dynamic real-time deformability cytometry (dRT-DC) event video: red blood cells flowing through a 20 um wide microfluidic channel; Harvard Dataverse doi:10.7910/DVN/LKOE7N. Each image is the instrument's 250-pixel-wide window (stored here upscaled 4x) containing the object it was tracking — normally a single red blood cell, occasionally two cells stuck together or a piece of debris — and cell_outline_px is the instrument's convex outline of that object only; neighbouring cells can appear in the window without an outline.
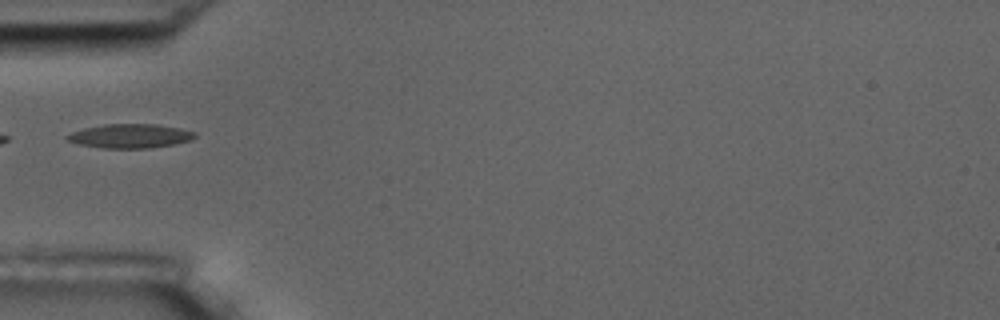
{"species": "common noctule bat (a hibernating species)", "species_latin": "Nyctalus noctula", "temperature_condition": "room temperature", "stored_images_in_passage": 11, "segment_of_instrument_passage": [2, 2], "camera_frame_rate_fps": 3000, "um_per_image_px": 0.085, "animal": {"sex": "male", "body_mass_g": 17.5, "forearm_length_mm": 52.3}, "frame": {"image": 1, "passage_image": 5, "time_ms": 5.667, "image_size_px": [1000, 320], "cell_outline_px": [[196, 136], [192, 140], [152, 148], [104, 148], [80, 144], [64, 140], [64, 136], [72, 132], [84, 128], [104, 124], [156, 124], [180, 128], [196, 132]], "centroid_in_image_um": [11.05, 11.55], "position_along_channel_um": 74.0, "area_um2": 17.98}}
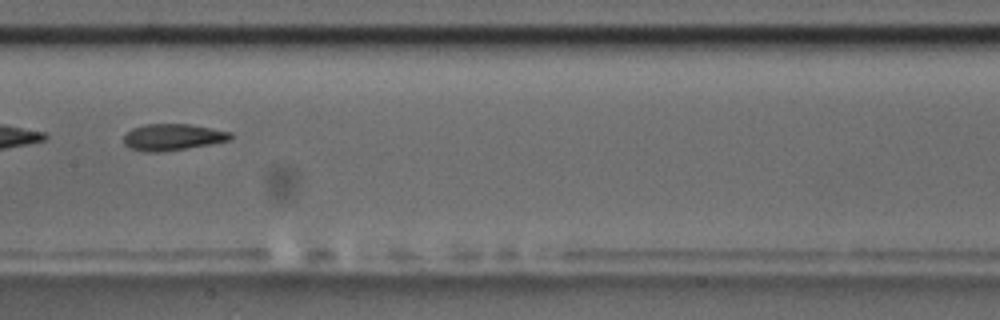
{"frame": {"image": 2, "passage_image": 8, "time_ms": 9.0, "image_size_px": [1000, 320], "cell_outline_px": [[232, 136], [228, 140], [208, 144], [184, 148], [156, 152], [144, 152], [132, 148], [124, 144], [124, 132], [132, 128], [144, 124], [188, 124], [212, 128], [232, 132]], "centroid_in_image_um": [14.62, 11.63], "position_along_channel_um": 192.8, "area_um2": 16.3}}
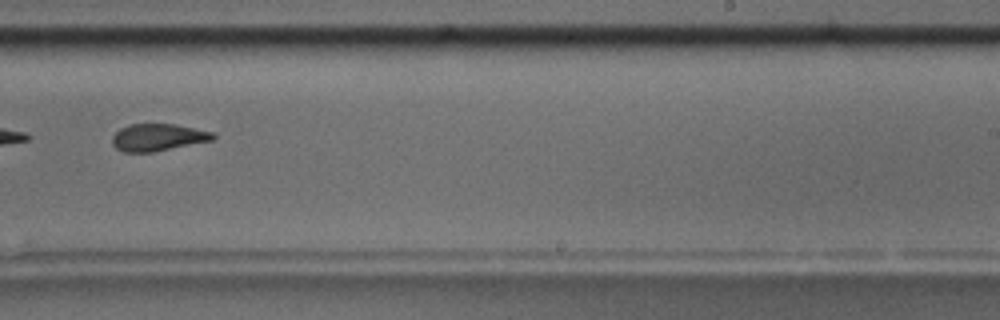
{"frame": {"image": 3, "passage_image": 10, "time_ms": 11.333, "image_size_px": [1000, 320], "cell_outline_px": [[216, 136], [212, 140], [152, 152], [124, 152], [116, 148], [112, 144], [112, 136], [120, 128], [128, 124], [172, 124], [216, 132]], "centroid_in_image_um": [13.41, 11.67], "position_along_channel_um": 275.6, "area_um2": 15.9}}